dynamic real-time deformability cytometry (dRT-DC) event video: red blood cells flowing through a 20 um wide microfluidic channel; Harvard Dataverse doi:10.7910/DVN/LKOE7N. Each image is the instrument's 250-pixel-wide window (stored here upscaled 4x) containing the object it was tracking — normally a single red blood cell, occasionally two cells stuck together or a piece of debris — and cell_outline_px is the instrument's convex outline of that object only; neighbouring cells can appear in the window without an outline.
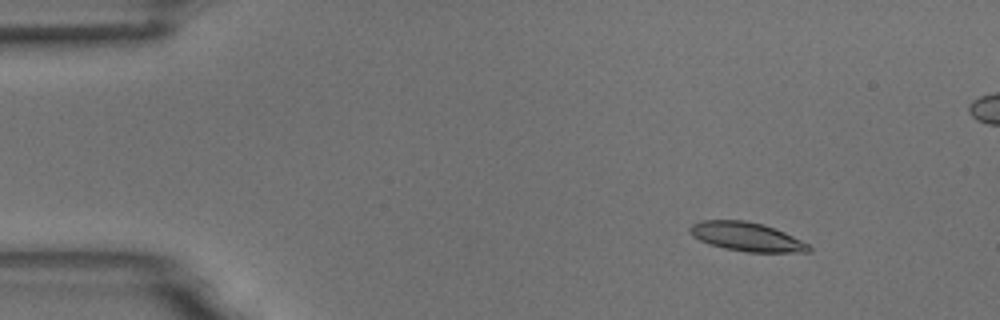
{"species": "common noctule bat (a hibernating species)", "species_latin": "Nyctalus noctula", "temperature_condition": "room temperature", "stored_images_in_passage": 6, "camera_frame_rate_fps": 3000, "um_per_image_px": 0.085, "animal": {"sex": "male", "body_mass_g": 18.8}, "frame": {"image": 1, "passage_image": 3, "time_ms": 0.667, "image_size_px": [1000, 320], "cell_outline_px": [[812, 252], [748, 252], [724, 248], [708, 244], [692, 236], [688, 232], [688, 228], [692, 224], [700, 220], [744, 220], [764, 224], [784, 232], [808, 244], [812, 248]], "centroid_in_image_um": [63.43, 20.12], "position_along_channel_um": 21.6, "area_um2": 20.11}}